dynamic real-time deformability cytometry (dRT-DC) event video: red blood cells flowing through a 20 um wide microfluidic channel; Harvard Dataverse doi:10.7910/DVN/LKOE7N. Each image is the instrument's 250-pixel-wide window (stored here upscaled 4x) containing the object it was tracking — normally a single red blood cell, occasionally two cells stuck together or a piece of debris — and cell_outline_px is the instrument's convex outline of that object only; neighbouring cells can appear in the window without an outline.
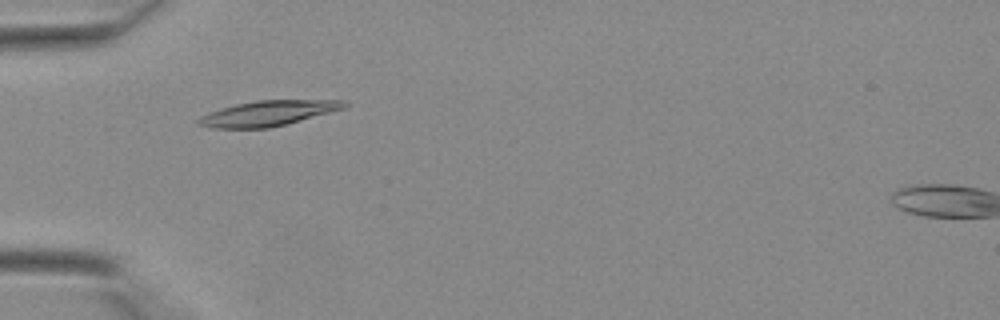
{"species": "Egyptian fruit bat (a non-hibernating species)", "species_latin": "Rousettus aegyptiacus", "temperature_condition": "warm", "stored_images_in_passage": 32, "camera_frame_rate_fps": 3000, "um_per_image_px": 0.085, "animal": {"sex": "female"}, "frame": {"image": 1, "passage_image": 4, "time_ms": 1.0, "image_size_px": [1000, 320], "cell_outline_px": [[348, 104], [344, 108], [284, 124], [268, 128], [212, 128], [196, 124], [196, 120], [200, 116], [208, 112], [220, 108], [236, 104], [256, 100], [344, 100]], "centroid_in_image_um": [22.7, 9.62], "position_along_channel_um": 62.3, "area_um2": 21.21}}
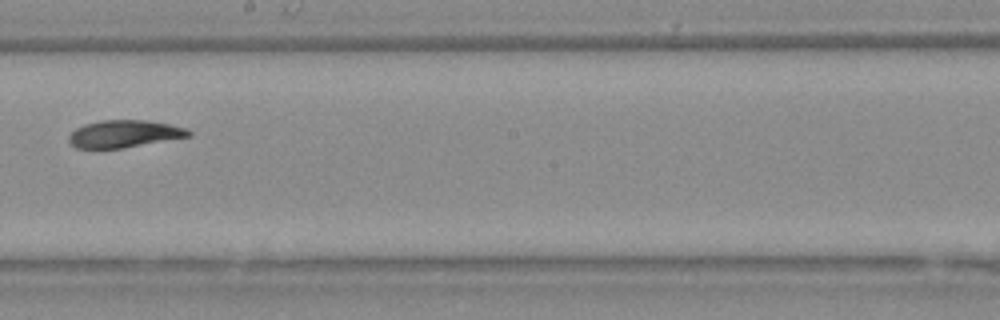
{"frame": {"image": 2, "passage_image": 15, "time_ms": 4.667, "image_size_px": [1000, 320], "cell_outline_px": [[192, 136], [124, 148], [76, 148], [68, 140], [68, 136], [76, 128], [84, 124], [100, 120], [148, 120], [188, 128], [192, 132]], "centroid_in_image_um": [10.59, 11.37], "position_along_channel_um": 237.6, "area_um2": 19.19}}
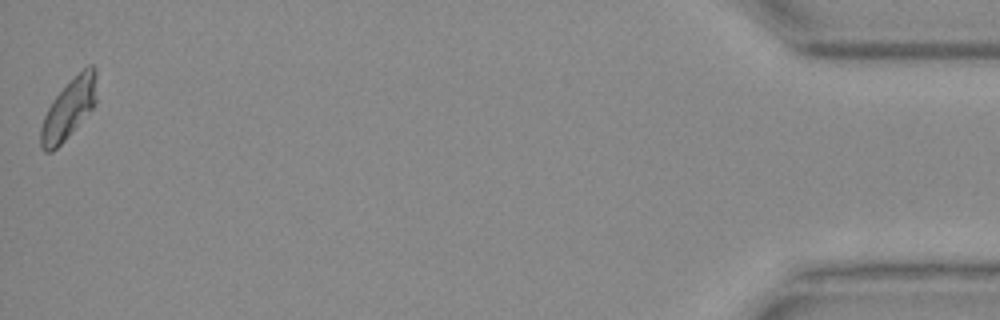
{"frame": {"image": 3, "passage_image": 32, "time_ms": 10.333, "image_size_px": [1000, 320], "cell_outline_px": [[96, 100], [92, 108], [64, 140], [52, 152], [44, 152], [40, 144], [40, 128], [44, 116], [52, 100], [88, 64], [92, 64], [96, 68]], "centroid_in_image_um": [5.83, 9.26], "position_along_channel_um": 429.4, "area_um2": 18.96}}